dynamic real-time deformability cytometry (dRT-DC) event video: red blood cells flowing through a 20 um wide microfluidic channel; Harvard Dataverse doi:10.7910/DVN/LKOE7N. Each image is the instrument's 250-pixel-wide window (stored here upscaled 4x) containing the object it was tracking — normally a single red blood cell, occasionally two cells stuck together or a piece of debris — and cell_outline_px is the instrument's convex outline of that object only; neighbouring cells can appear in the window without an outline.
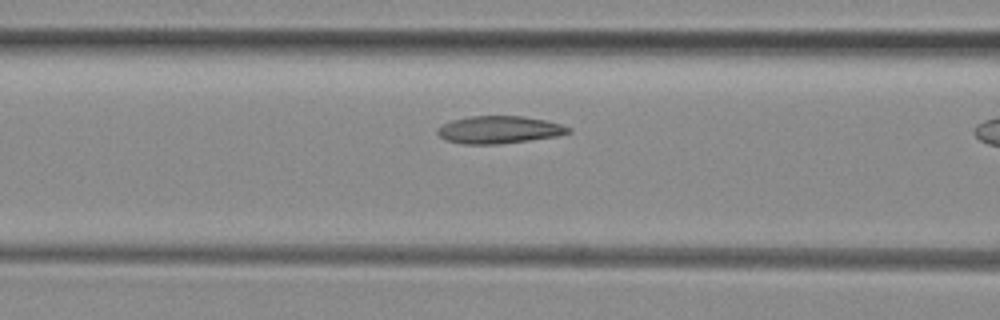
{"species": "common noctule bat (a hibernating species)", "species_latin": "Nyctalus noctula", "temperature_condition": "room temperature", "stored_images_in_passage": 11, "camera_frame_rate_fps": 3000, "um_per_image_px": 0.085, "animal": {"sex": "female", "body_mass_g": 29.2, "forearm_length_mm": 56.3}, "frame": {"image": 1, "passage_image": 10, "time_ms": 3.0, "image_size_px": [1000, 320], "cell_outline_px": [[572, 132], [556, 136], [500, 144], [464, 144], [444, 140], [436, 132], [436, 128], [452, 120], [472, 116], [524, 116], [544, 120], [560, 124], [572, 128]], "centroid_in_image_um": [42.41, 11.03], "position_along_channel_um": 124.2, "area_um2": 20.92}}